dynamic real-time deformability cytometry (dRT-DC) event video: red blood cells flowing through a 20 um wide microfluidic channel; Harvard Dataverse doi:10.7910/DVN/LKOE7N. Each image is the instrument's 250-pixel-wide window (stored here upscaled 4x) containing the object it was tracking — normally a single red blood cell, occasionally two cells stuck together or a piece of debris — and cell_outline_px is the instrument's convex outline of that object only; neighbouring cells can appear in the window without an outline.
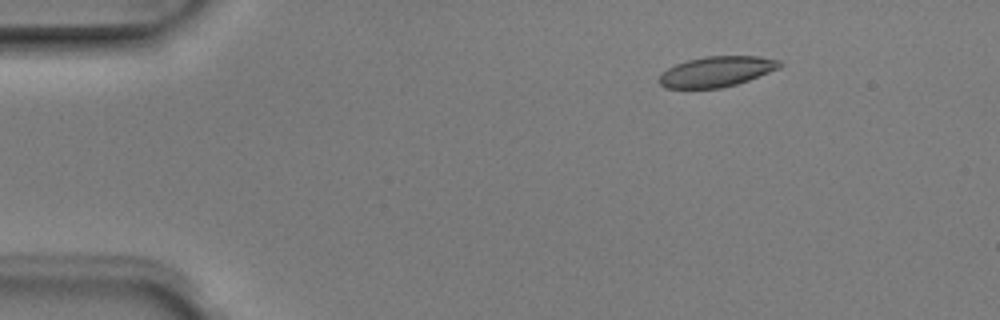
{"species": "Egyptian fruit bat (a non-hibernating species)", "species_latin": "Rousettus aegyptiacus", "temperature_condition": "room temperature", "stored_images_in_passage": 3, "camera_frame_rate_fps": 3000, "um_per_image_px": 0.085, "animal": {"sex": "male"}, "frame": {"image": 1, "passage_image": 1, "time_ms": 0.0, "image_size_px": [1000, 320], "cell_outline_px": [[784, 64], [780, 68], [748, 80], [736, 84], [720, 88], [664, 88], [656, 80], [668, 68], [676, 64], [688, 60], [708, 56], [760, 56], [780, 60]], "centroid_in_image_um": [60.93, 6.08], "position_along_channel_um": 24.1, "area_um2": 21.33}}